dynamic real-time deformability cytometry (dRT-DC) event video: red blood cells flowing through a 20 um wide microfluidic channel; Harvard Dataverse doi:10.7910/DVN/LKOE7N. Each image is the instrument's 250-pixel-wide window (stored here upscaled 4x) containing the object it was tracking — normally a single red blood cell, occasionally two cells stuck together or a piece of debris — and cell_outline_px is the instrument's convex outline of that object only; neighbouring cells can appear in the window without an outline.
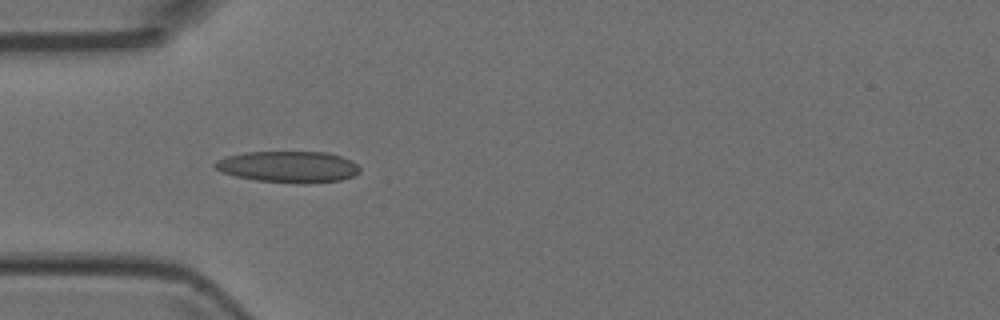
{"species": "Egyptian fruit bat (a non-hibernating species)", "species_latin": "Rousettus aegyptiacus", "temperature_condition": "room temperature", "stored_images_in_passage": 5, "camera_frame_rate_fps": 3000, "um_per_image_px": 0.085, "animal": {"sex": "female"}, "frame": {"image": 1, "passage_image": 3, "time_ms": 0.667, "image_size_px": [1000, 320], "cell_outline_px": [[360, 172], [352, 176], [340, 180], [256, 180], [236, 176], [220, 172], [212, 164], [216, 160], [228, 156], [244, 152], [324, 152], [340, 156], [352, 160], [360, 168]], "centroid_in_image_um": [24.45, 14.12], "position_along_channel_um": 60.5, "area_um2": 25.26}}
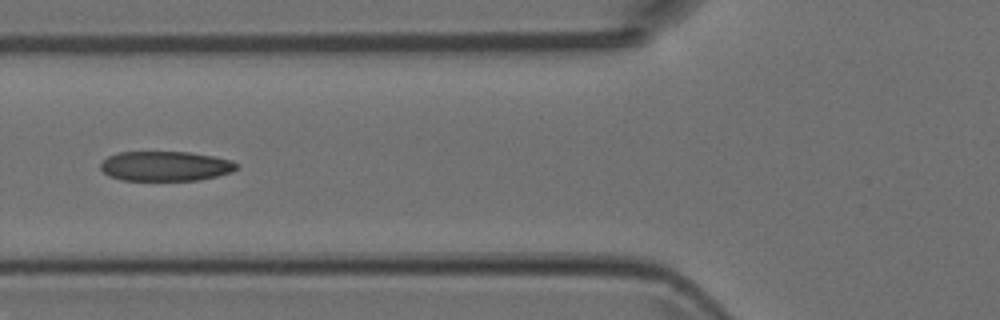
{"frame": {"image": 2, "passage_image": 4, "time_ms": 1.0, "image_size_px": [1000, 320], "cell_outline_px": [[240, 164], [232, 172], [200, 180], [120, 180], [108, 176], [100, 168], [100, 164], [108, 156], [120, 152], [188, 152], [212, 156], [232, 160]], "centroid_in_image_um": [14.06, 14.12], "position_along_channel_um": 111.7, "area_um2": 23.64}}
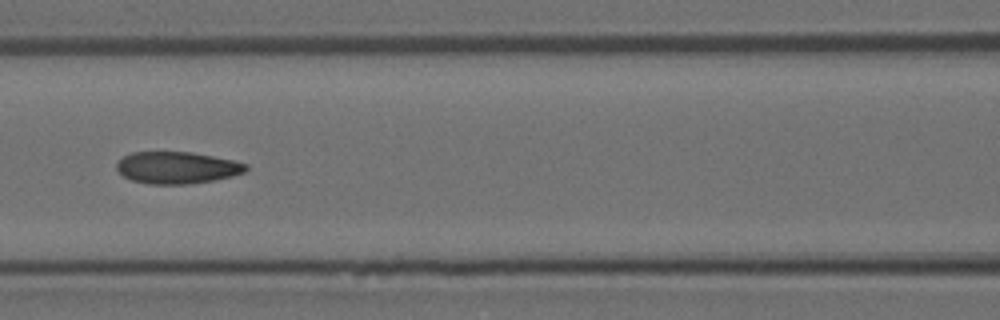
{"frame": {"image": 3, "passage_image": 5, "time_ms": 1.333, "image_size_px": [1000, 320], "cell_outline_px": [[248, 168], [244, 172], [232, 176], [212, 180], [188, 184], [148, 184], [132, 180], [124, 176], [116, 168], [116, 164], [124, 156], [132, 152], [192, 152], [232, 160], [248, 164]], "centroid_in_image_um": [15.04, 14.25], "position_along_channel_um": 151.6, "area_um2": 23.87}}